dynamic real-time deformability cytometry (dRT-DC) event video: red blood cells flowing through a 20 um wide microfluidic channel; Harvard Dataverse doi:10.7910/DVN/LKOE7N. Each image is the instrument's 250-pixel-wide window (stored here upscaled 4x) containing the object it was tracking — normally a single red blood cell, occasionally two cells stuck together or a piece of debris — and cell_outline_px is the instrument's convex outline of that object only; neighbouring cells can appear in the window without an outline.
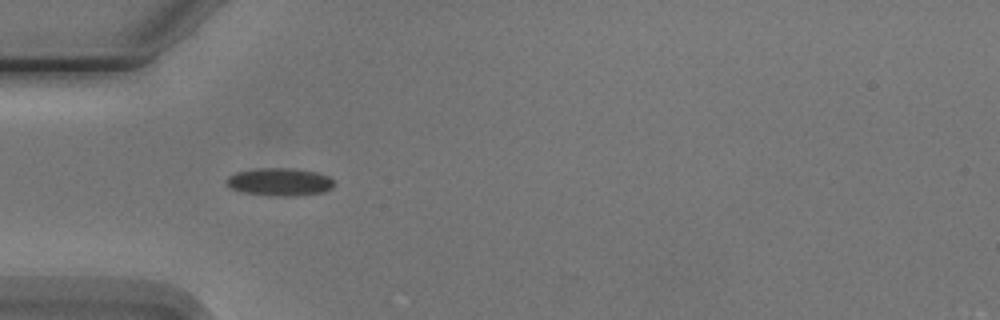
{"species": "Egyptian fruit bat (a non-hibernating species)", "species_latin": "Rousettus aegyptiacus", "temperature_condition": "cold", "stored_images_in_passage": 4, "camera_frame_rate_fps": 3000, "um_per_image_px": 0.085, "animal": {"sex": "male"}, "frame": {"image": 1, "passage_image": 1, "time_ms": 0.0, "image_size_px": [1000, 320], "cell_outline_px": [[332, 188], [324, 192], [296, 196], [268, 196], [244, 192], [232, 188], [224, 184], [224, 180], [228, 176], [236, 172], [256, 168], [288, 168], [316, 172], [328, 176], [332, 180]], "centroid_in_image_um": [23.72, 15.47], "position_along_channel_um": 61.3, "area_um2": 17.51}}
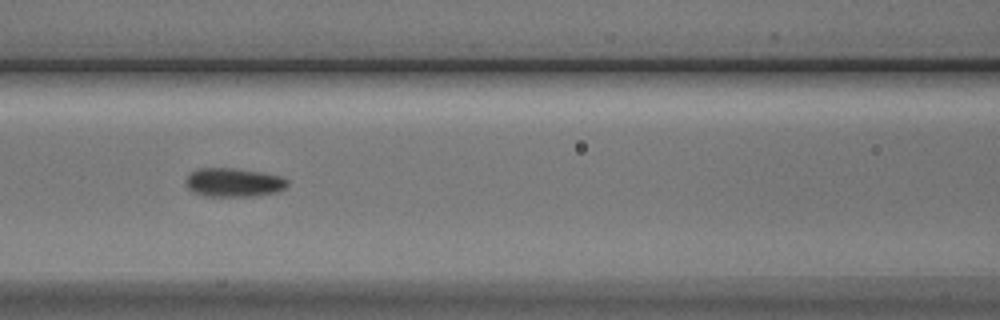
{"frame": {"image": 2, "passage_image": 3, "time_ms": 2.333, "image_size_px": [1000, 320], "cell_outline_px": [[288, 184], [284, 188], [276, 192], [256, 196], [204, 196], [188, 188], [188, 176], [192, 172], [200, 168], [232, 168], [260, 172], [280, 176], [288, 180]], "centroid_in_image_um": [19.9, 15.51], "position_along_channel_um": 146.7, "area_um2": 16.7}}
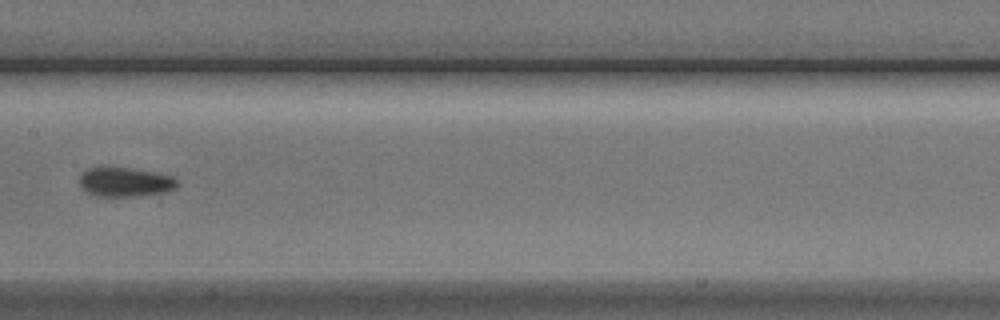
{"frame": {"image": 3, "passage_image": 4, "time_ms": 3.667, "image_size_px": [1000, 320], "cell_outline_px": [[180, 184], [176, 188], [168, 192], [140, 196], [96, 196], [88, 192], [80, 184], [80, 176], [88, 168], [128, 168], [156, 172], [172, 176], [180, 180]], "centroid_in_image_um": [10.74, 15.49], "position_along_channel_um": 196.7, "area_um2": 16.7}}